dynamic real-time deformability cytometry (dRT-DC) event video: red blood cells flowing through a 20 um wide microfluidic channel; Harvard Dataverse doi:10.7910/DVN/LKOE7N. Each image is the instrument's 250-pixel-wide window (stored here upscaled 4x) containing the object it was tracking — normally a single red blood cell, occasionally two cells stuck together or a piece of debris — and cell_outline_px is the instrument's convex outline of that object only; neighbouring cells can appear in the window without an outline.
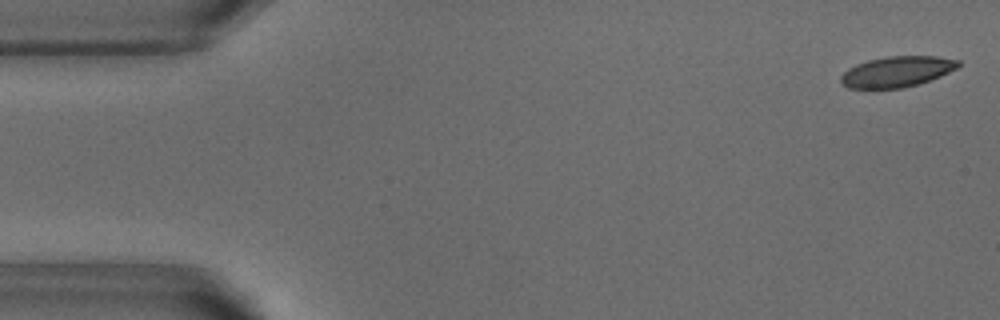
{"species": "common noctule bat (a hibernating species)", "species_latin": "Nyctalus noctula", "temperature_condition": "warm", "stored_images_in_passage": 51, "camera_frame_rate_fps": 3000, "um_per_image_px": 0.085, "animal": {"sex": "male", "body_mass_g": 18.8}, "frame": {"image": 1, "passage_image": 1, "time_ms": 0.0, "image_size_px": [1000, 320], "cell_outline_px": [[960, 64], [956, 68], [940, 76], [904, 88], [848, 88], [840, 84], [840, 76], [848, 68], [856, 64], [868, 60], [884, 56], [936, 56], [960, 60]], "centroid_in_image_um": [76.19, 6.08], "position_along_channel_um": 8.8, "area_um2": 20.98}}
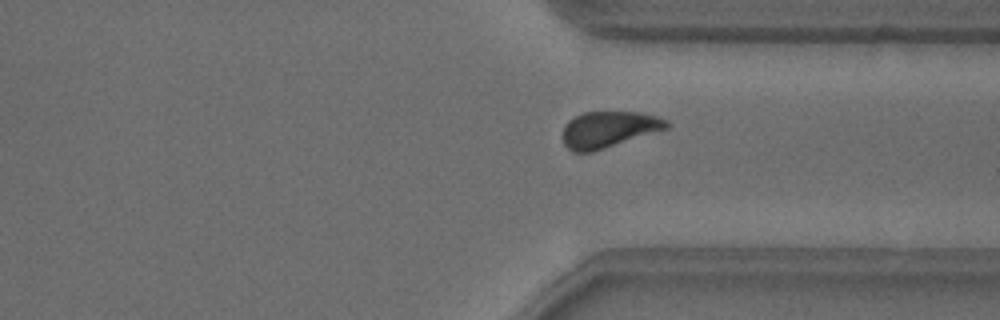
{"frame": {"image": 2, "passage_image": 38, "time_ms": 12.333, "image_size_px": [1000, 320], "cell_outline_px": [[672, 124], [668, 128], [592, 152], [572, 152], [564, 144], [560, 136], [564, 124], [568, 120], [584, 112], [644, 112], [660, 116], [668, 120]], "centroid_in_image_um": [51.73, 10.99], "position_along_channel_um": 359.7, "area_um2": 22.31}}
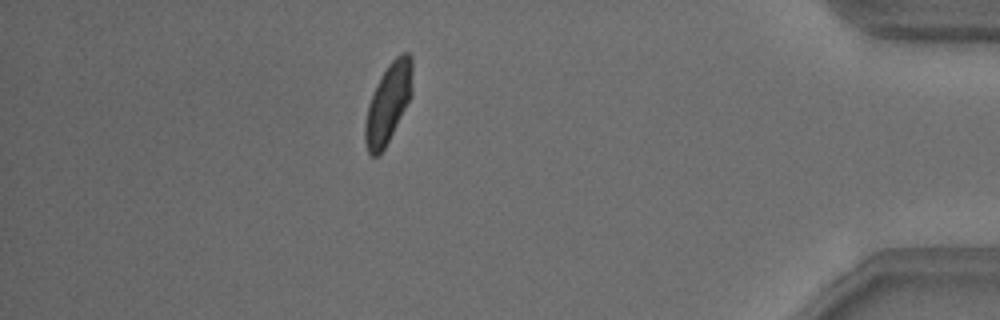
{"frame": {"image": 3, "passage_image": 45, "time_ms": 14.667, "image_size_px": [1000, 320], "cell_outline_px": [[412, 96], [384, 148], [376, 156], [372, 156], [368, 152], [364, 140], [364, 124], [368, 104], [376, 84], [380, 76], [388, 64], [400, 52], [408, 52], [412, 56]], "centroid_in_image_um": [33.0, 8.72], "position_along_channel_um": 402.2, "area_um2": 21.96}, "authors_computed_cell_mechanics": {"area_um2": 22.3686, "velocity_mm_per_s": 3.8185, "shape_relaxation_time_tau1_ms": 3.3537, "shape_relaxation_time_tau2_ms": 1.1236, "deformation_change_tau1": 0.1294, "deformation_change_tau2": 0.0626}}